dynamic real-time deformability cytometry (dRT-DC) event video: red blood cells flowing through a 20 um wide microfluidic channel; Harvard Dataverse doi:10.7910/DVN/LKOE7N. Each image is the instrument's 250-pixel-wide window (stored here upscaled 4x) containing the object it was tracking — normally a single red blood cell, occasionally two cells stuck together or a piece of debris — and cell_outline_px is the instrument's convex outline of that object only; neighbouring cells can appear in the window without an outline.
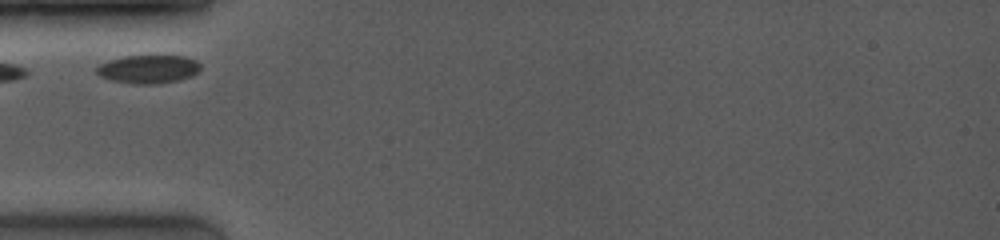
{"species": "common noctule bat (a hibernating species)", "species_latin": "Nyctalus noctula", "temperature_condition": "room temperature", "stored_images_in_passage": 7, "camera_frame_rate_fps": 4000, "um_per_image_px": 0.085, "animal": {"sex": "female", "body_mass_g": 19.0, "forearm_length_mm": 53.3}, "frame": {"image": 1, "passage_image": 1, "time_ms": 0.0, "image_size_px": [1000, 240], "cell_outline_px": [[200, 72], [192, 76], [180, 80], [152, 84], [132, 84], [108, 80], [100, 76], [92, 68], [108, 60], [124, 56], [184, 56], [196, 60], [200, 64]], "centroid_in_image_um": [12.58, 5.88], "position_along_channel_um": 72.4, "area_um2": 17.46}}